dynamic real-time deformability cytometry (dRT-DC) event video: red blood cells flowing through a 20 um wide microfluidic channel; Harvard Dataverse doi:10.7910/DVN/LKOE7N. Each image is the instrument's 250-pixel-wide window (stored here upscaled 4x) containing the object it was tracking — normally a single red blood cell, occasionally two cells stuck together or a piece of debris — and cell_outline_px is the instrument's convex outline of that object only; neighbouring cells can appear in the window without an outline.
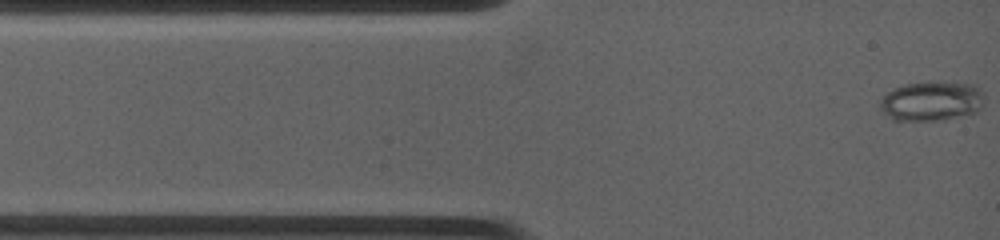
{"species": "common noctule bat (a hibernating species)", "species_latin": "Nyctalus noctula", "temperature_condition": "warm", "stored_images_in_passage": 36, "camera_frame_rate_fps": 4500, "um_per_image_px": 0.085, "animal": {"sex": "female", "body_mass_g": 19.0, "forearm_length_mm": 53.3}, "frame": {"image": 1, "passage_image": 1, "time_ms": 0.0, "image_size_px": [1000, 240], "cell_outline_px": [[984, 96], [976, 108], [972, 112], [944, 120], [892, 120], [880, 108], [880, 100], [888, 92], [896, 88], [908, 84], [964, 84], [976, 88]], "centroid_in_image_um": [79.07, 8.64], "position_along_channel_um": 5.9, "area_um2": 22.54}}
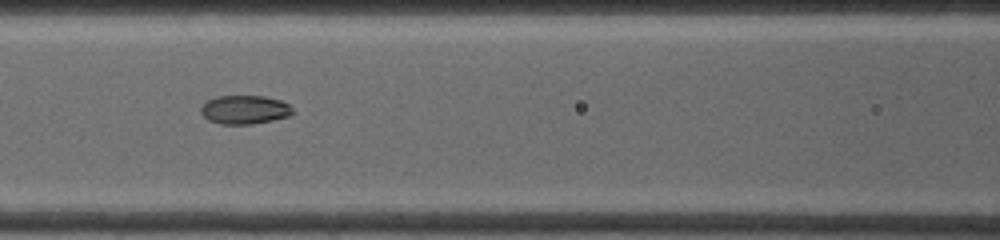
{"frame": {"image": 2, "passage_image": 28, "time_ms": 4.667, "image_size_px": [1000, 240], "cell_outline_px": [[296, 112], [288, 116], [272, 120], [252, 124], [220, 124], [208, 120], [200, 112], [200, 108], [208, 100], [216, 96], [264, 96], [280, 100], [288, 104]], "centroid_in_image_um": [20.8, 9.32], "position_along_channel_um": 145.8, "area_um2": 15.37}}
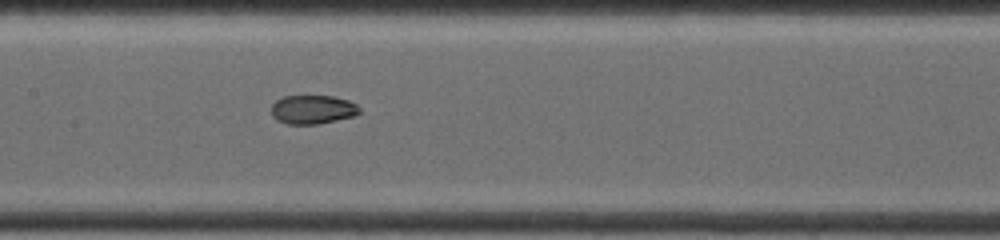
{"frame": {"image": 3, "passage_image": 34, "time_ms": 5.556, "image_size_px": [1000, 240], "cell_outline_px": [[360, 112], [352, 116], [336, 120], [316, 124], [288, 124], [276, 120], [272, 116], [272, 104], [276, 100], [284, 96], [336, 96], [348, 100], [356, 104], [360, 108]], "centroid_in_image_um": [26.56, 9.3], "position_along_channel_um": 180.8, "area_um2": 14.8}}